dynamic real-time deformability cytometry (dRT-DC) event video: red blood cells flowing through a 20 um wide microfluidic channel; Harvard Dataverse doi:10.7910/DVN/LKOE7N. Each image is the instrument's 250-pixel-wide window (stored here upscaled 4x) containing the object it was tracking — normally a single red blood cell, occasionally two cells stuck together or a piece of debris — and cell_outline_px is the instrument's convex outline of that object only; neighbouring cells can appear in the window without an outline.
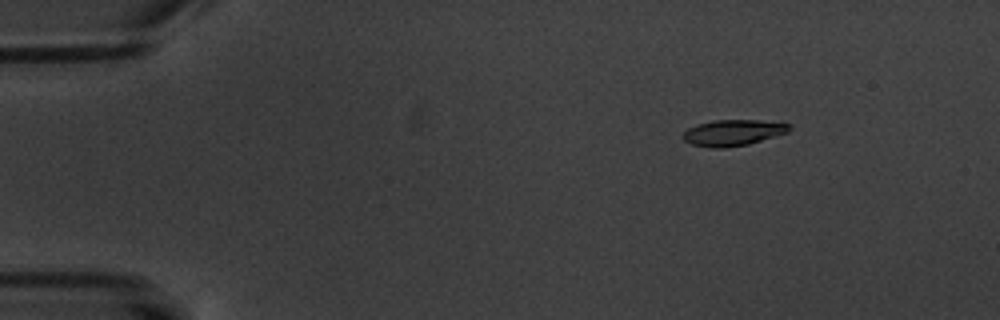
{"species": "common noctule bat (a hibernating species)", "species_latin": "Nyctalus noctula", "temperature_condition": "warm", "stored_images_in_passage": 6, "camera_frame_rate_fps": 3000, "um_per_image_px": 0.085, "animal": {"sex": "male", "body_mass_g": 20.1, "forearm_length_mm": 53.5}, "frame": {"image": 1, "passage_image": 3, "time_ms": 2.333, "image_size_px": [1000, 320], "cell_outline_px": [[792, 128], [788, 132], [748, 144], [724, 148], [712, 148], [692, 144], [684, 140], [684, 132], [688, 128], [696, 124], [716, 120], [780, 120], [792, 124]], "centroid_in_image_um": [62.4, 11.25], "position_along_channel_um": 22.6, "area_um2": 16.36}}
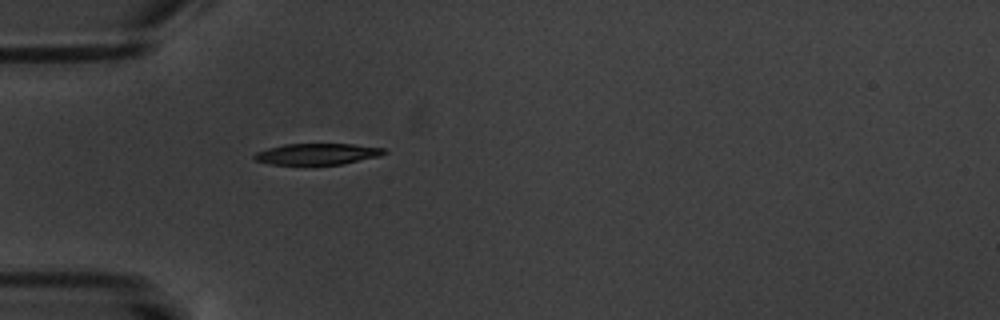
{"frame": {"image": 2, "passage_image": 6, "time_ms": 5.667, "image_size_px": [1000, 320], "cell_outline_px": [[388, 152], [380, 156], [340, 164], [272, 164], [256, 160], [252, 156], [256, 152], [268, 148], [284, 144], [352, 144], [384, 148]], "centroid_in_image_um": [26.98, 13.08], "position_along_channel_um": 58.0, "area_um2": 15.84}}